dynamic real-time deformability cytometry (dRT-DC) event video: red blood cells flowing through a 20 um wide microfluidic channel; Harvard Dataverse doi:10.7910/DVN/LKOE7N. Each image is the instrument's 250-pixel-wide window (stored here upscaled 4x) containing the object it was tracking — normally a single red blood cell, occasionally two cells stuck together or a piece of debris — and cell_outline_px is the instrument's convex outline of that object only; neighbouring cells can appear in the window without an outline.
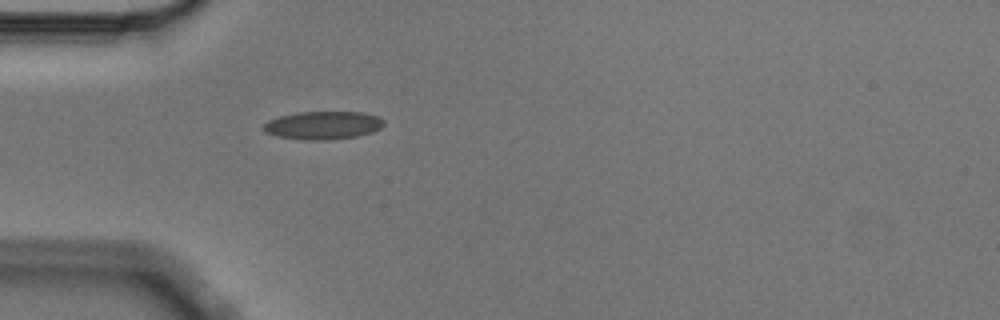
{"species": "Egyptian fruit bat (a non-hibernating species)", "species_latin": "Rousettus aegyptiacus", "temperature_condition": "cold", "stored_images_in_passage": 5, "camera_frame_rate_fps": 3000, "um_per_image_px": 0.085, "animal": {"sex": "male"}, "frame": {"image": 1, "passage_image": 5, "time_ms": 1.333, "image_size_px": [1000, 320], "cell_outline_px": [[384, 124], [380, 128], [372, 132], [356, 136], [324, 140], [304, 140], [276, 136], [264, 132], [264, 124], [268, 120], [280, 116], [296, 112], [364, 112], [376, 116], [384, 120]], "centroid_in_image_um": [27.44, 10.65], "position_along_channel_um": 57.6, "area_um2": 19.65}}